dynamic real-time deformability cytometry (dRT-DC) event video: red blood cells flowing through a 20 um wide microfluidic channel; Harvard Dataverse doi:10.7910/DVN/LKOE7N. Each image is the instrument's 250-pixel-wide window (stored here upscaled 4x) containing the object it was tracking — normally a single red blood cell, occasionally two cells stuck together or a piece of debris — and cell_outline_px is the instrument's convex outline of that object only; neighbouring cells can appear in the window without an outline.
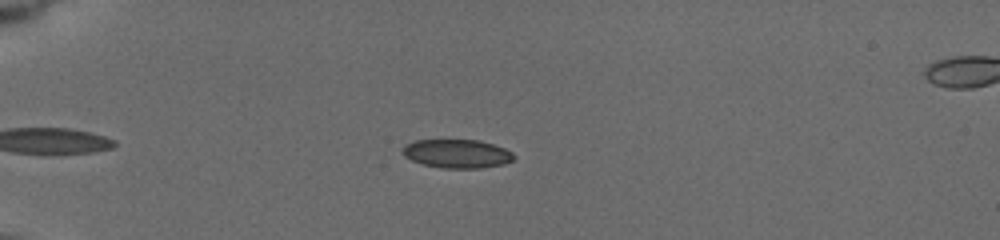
{"species": "common noctule bat (a hibernating species)", "species_latin": "Nyctalus noctula", "temperature_condition": "cold", "stored_images_in_passage": 49, "camera_frame_rate_fps": 3000, "um_per_image_px": 0.085, "animal": {"sex": "female", "body_mass_g": 19.5, "forearm_length_mm": 54.1}, "frame": {"image": 1, "passage_image": 7, "time_ms": 1.333, "image_size_px": [1000, 240], "cell_outline_px": [[516, 156], [512, 160], [504, 164], [480, 168], [444, 168], [424, 164], [412, 160], [404, 156], [400, 152], [400, 148], [404, 144], [416, 140], [480, 140], [504, 148], [512, 152]], "centroid_in_image_um": [38.81, 13.05], "position_along_channel_um": 46.2, "area_um2": 18.67}}
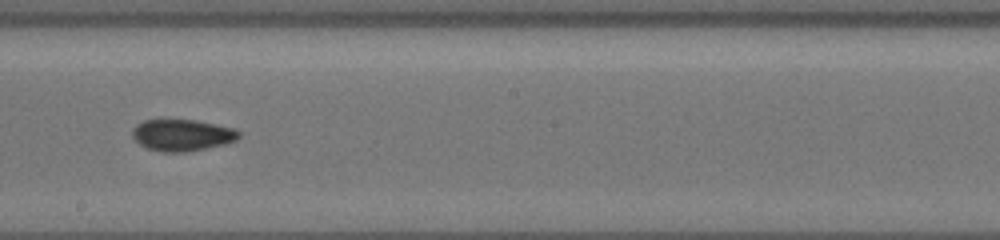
{"frame": {"image": 2, "passage_image": 31, "time_ms": 7.333, "image_size_px": [1000, 240], "cell_outline_px": [[240, 136], [236, 140], [224, 144], [184, 152], [164, 152], [148, 148], [140, 144], [132, 136], [132, 132], [136, 124], [144, 120], [164, 116], [196, 120], [232, 128], [240, 132]], "centroid_in_image_um": [15.42, 11.43], "position_along_channel_um": 232.8, "area_um2": 20.06}}
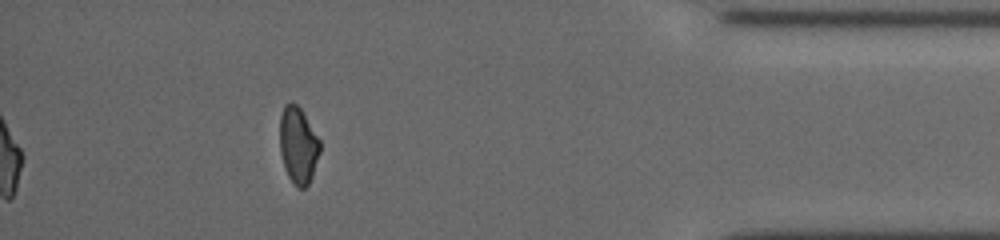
{"frame": {"image": 3, "passage_image": 49, "time_ms": 13.0, "image_size_px": [1000, 240], "cell_outline_px": [[320, 152], [312, 176], [308, 184], [304, 188], [296, 188], [292, 184], [284, 168], [280, 152], [280, 116], [284, 104], [296, 104], [300, 108], [320, 140]], "centroid_in_image_um": [25.33, 12.39], "position_along_channel_um": 409.9, "area_um2": 17.92}, "authors_computed_cell_mechanics": {"area_um2": 19.4786, "velocity_mm_per_s": 3.7663, "shape_relaxation_time_tau1_ms": null, "shape_relaxation_time_tau2_ms": 2.2205, "deformation_change_tau1": null, "deformation_change_tau2": 0.0631}}